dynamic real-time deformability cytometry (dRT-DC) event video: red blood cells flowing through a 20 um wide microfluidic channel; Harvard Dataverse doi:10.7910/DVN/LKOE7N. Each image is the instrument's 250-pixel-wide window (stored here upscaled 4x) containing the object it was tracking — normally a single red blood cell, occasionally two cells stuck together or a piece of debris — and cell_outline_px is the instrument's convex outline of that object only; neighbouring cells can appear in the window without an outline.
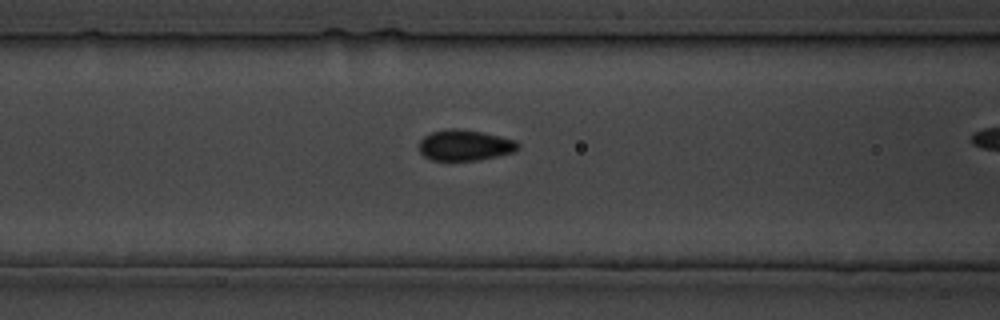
{"species": "common noctule bat (a hibernating species)", "species_latin": "Nyctalus noctula", "temperature_condition": "cold", "stored_images_in_passage": 10, "camera_frame_rate_fps": 3000, "um_per_image_px": 0.085, "animal": {"sex": "male", "body_mass_g": 19.5, "forearm_length_mm": 54.6}, "frame": {"image": 1, "passage_image": 6, "time_ms": 5.667, "image_size_px": [1000, 320], "cell_outline_px": [[520, 148], [516, 152], [476, 160], [432, 160], [424, 156], [420, 152], [420, 140], [424, 136], [432, 132], [452, 128], [456, 128], [480, 132], [516, 140], [520, 144]], "centroid_in_image_um": [39.54, 12.35], "position_along_channel_um": 127.1, "area_um2": 17.63}}